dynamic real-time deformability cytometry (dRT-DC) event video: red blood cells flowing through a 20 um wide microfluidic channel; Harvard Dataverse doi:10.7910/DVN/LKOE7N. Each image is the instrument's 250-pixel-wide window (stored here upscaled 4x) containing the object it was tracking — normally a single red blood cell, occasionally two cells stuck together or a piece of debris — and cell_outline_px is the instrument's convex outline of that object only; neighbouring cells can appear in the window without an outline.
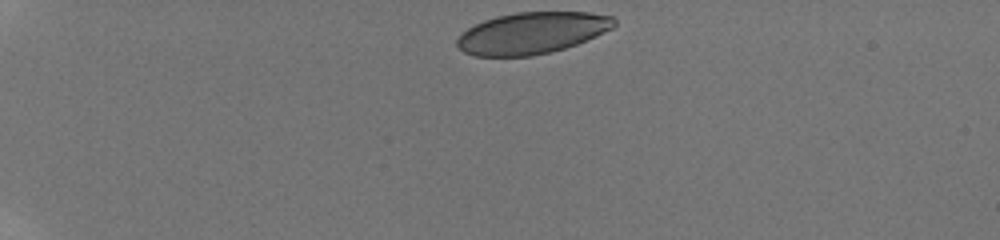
{"species": "human", "species_latin": "Homo sapiens", "temperature_condition": "room temperature", "stored_images_in_passage": 12, "camera_frame_rate_fps": 3000, "um_per_image_px": 0.085, "donor": {"sex": "male"}, "frame": {"image": 1, "passage_image": 1, "time_ms": 0.0, "image_size_px": [1000, 240], "cell_outline_px": [[616, 24], [612, 28], [596, 36], [576, 44], [552, 52], [532, 56], [476, 56], [464, 52], [456, 44], [456, 40], [460, 32], [484, 20], [496, 16], [516, 12], [588, 12], [612, 16], [616, 20]], "centroid_in_image_um": [45.2, 2.8], "position_along_channel_um": 39.8, "area_um2": 38.15}}
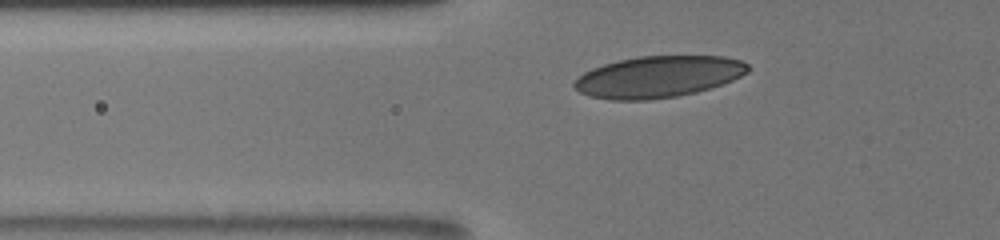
{"frame": {"image": 2, "passage_image": 5, "time_ms": 2.667, "image_size_px": [1000, 240], "cell_outline_px": [[748, 72], [732, 80], [712, 88], [696, 92], [676, 96], [648, 100], [612, 100], [588, 96], [580, 92], [572, 84], [584, 72], [592, 68], [604, 64], [620, 60], [640, 56], [724, 56], [740, 60], [748, 64]], "centroid_in_image_um": [55.95, 6.53], "position_along_channel_um": 69.8, "area_um2": 41.91}}
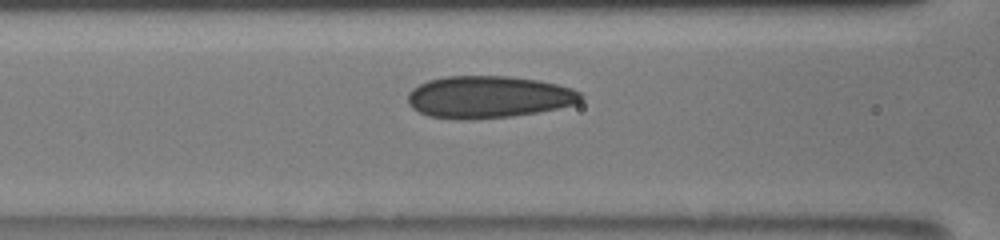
{"frame": {"image": 3, "passage_image": 9, "time_ms": 4.333, "image_size_px": [1000, 240], "cell_outline_px": [[584, 96], [576, 104], [536, 112], [512, 116], [472, 120], [456, 120], [428, 116], [412, 108], [408, 104], [408, 92], [412, 88], [428, 80], [444, 76], [508, 76], [536, 80], [556, 84], [572, 88], [580, 92]], "centroid_in_image_um": [41.48, 8.25], "position_along_channel_um": 125.1, "area_um2": 42.66}}